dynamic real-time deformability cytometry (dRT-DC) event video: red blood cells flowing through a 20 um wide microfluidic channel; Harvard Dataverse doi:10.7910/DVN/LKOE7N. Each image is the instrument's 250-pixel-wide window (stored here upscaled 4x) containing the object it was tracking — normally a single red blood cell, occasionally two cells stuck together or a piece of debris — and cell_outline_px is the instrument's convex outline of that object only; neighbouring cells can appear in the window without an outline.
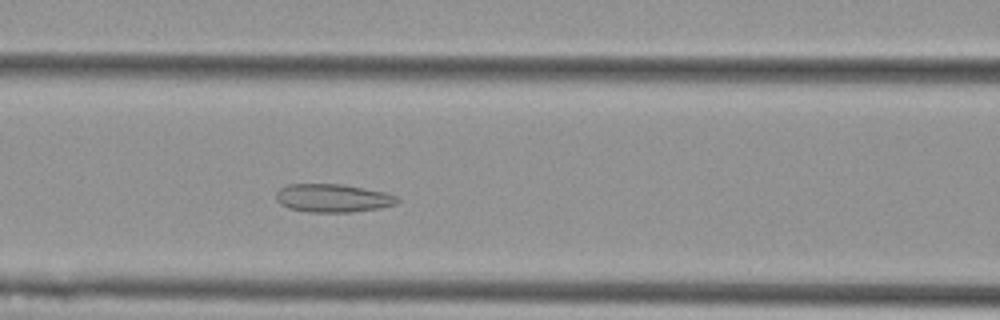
{"species": "Egyptian fruit bat (a non-hibernating species)", "species_latin": "Rousettus aegyptiacus", "temperature_condition": "cold", "stored_images_in_passage": 40, "segment_of_instrument_passage": [1, 2], "camera_frame_rate_fps": 3000, "um_per_image_px": 0.085, "animal": {"sex": "female"}, "frame": {"image": 1, "passage_image": 15, "time_ms": 4.667, "image_size_px": [1000, 320], "cell_outline_px": [[400, 204], [380, 208], [348, 212], [308, 212], [288, 208], [280, 204], [276, 200], [276, 192], [280, 188], [288, 184], [344, 184], [384, 192], [396, 196], [400, 200]], "centroid_in_image_um": [28.3, 16.84], "position_along_channel_um": 138.3, "area_um2": 20.11}}
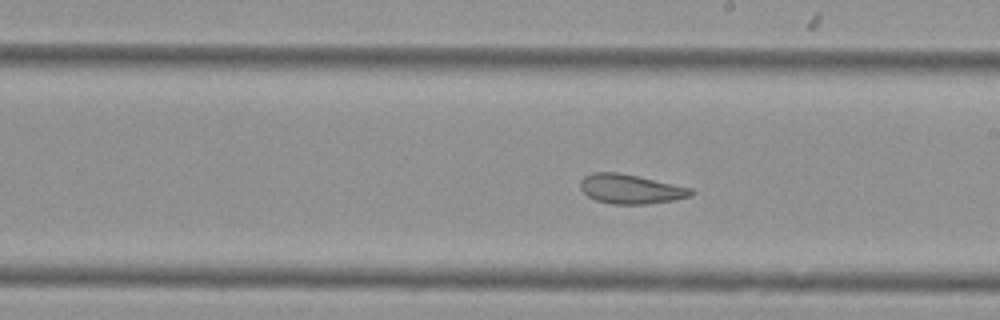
{"frame": {"image": 2, "passage_image": 23, "time_ms": 7.333, "image_size_px": [1000, 320], "cell_outline_px": [[696, 192], [692, 196], [672, 200], [648, 204], [612, 204], [596, 200], [588, 196], [580, 188], [580, 180], [584, 176], [592, 172], [616, 172], [636, 176], [692, 188]], "centroid_in_image_um": [53.6, 16.07], "position_along_channel_um": 235.4, "area_um2": 18.9}}
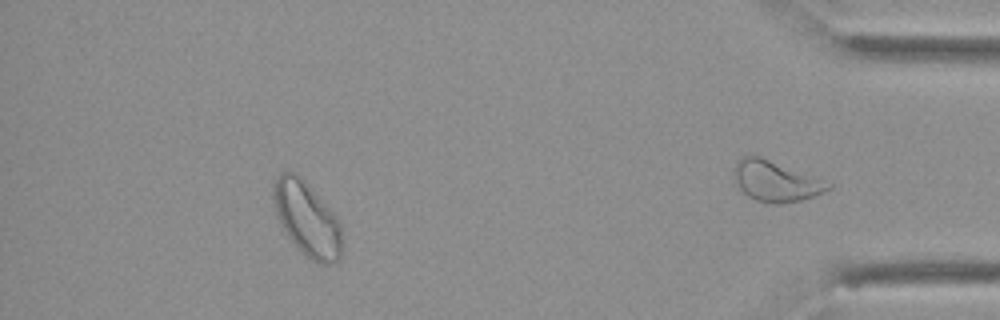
{"frame": {"image": 3, "passage_image": 34, "time_ms": 11.0, "image_size_px": [1000, 320], "cell_outline_px": [[340, 260], [332, 264], [320, 264], [312, 260], [288, 236], [280, 224], [272, 200], [272, 188], [276, 176], [280, 172], [296, 172], [304, 180], [340, 220]], "centroid_in_image_um": [26.07, 18.57], "position_along_channel_um": 409.1, "area_um2": 29.36}}